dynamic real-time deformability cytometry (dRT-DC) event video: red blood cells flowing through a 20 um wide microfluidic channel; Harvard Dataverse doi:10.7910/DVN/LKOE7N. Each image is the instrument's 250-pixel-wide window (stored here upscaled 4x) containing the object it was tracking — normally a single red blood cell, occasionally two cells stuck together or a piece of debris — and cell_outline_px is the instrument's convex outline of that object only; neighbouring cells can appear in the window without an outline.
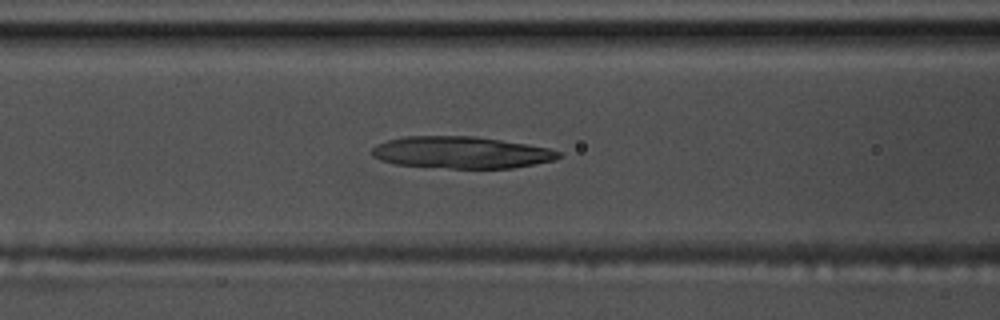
{"species": "common noctule bat (a hibernating species)", "species_latin": "Nyctalus noctula", "temperature_condition": "warm", "stored_images_in_passage": 45, "camera_frame_rate_fps": 3000, "um_per_image_px": 0.085, "animal": {"sex": "male", "body_mass_g": 17.5, "forearm_length_mm": 52.3}, "frame": {"image": 1, "passage_image": 11, "time_ms": 3.333, "image_size_px": [1000, 320], "cell_outline_px": [[560, 156], [556, 160], [512, 168], [448, 168], [396, 164], [380, 160], [372, 156], [372, 148], [376, 144], [388, 140], [404, 136], [476, 136], [528, 144], [548, 148], [560, 152]], "centroid_in_image_um": [39.2, 12.95], "position_along_channel_um": 127.4, "area_um2": 34.68}}
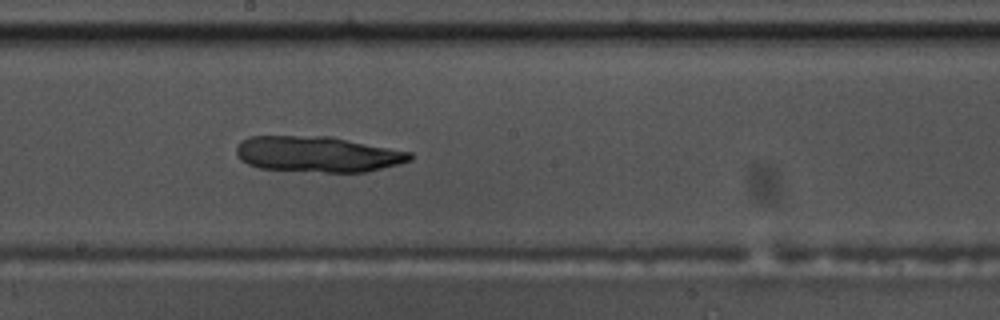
{"frame": {"image": 2, "passage_image": 19, "time_ms": 6.0, "image_size_px": [1000, 320], "cell_outline_px": [[412, 160], [400, 164], [368, 172], [324, 172], [260, 168], [248, 164], [240, 160], [236, 156], [236, 148], [240, 140], [248, 136], [332, 136], [412, 152]], "centroid_in_image_um": [27.01, 13.1], "position_along_channel_um": 221.2, "area_um2": 36.59}}
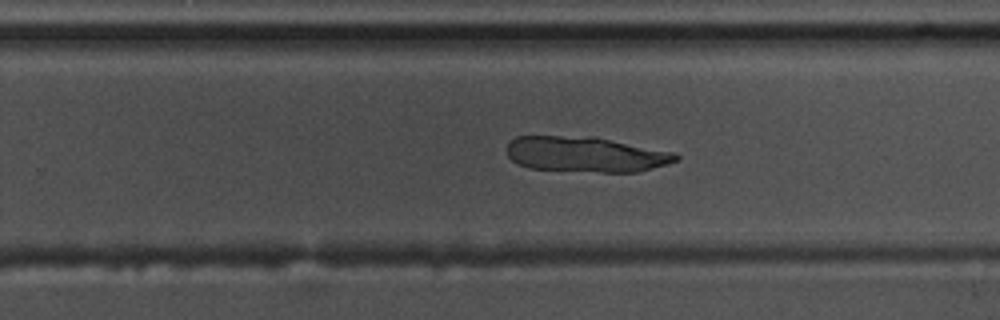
{"frame": {"image": 3, "passage_image": 24, "time_ms": 7.667, "image_size_px": [1000, 320], "cell_outline_px": [[680, 160], [668, 164], [636, 172], [600, 172], [528, 168], [516, 164], [508, 156], [508, 144], [516, 136], [596, 136], [676, 152], [680, 156]], "centroid_in_image_um": [49.84, 13.11], "position_along_channel_um": 280.0, "area_um2": 35.32}}